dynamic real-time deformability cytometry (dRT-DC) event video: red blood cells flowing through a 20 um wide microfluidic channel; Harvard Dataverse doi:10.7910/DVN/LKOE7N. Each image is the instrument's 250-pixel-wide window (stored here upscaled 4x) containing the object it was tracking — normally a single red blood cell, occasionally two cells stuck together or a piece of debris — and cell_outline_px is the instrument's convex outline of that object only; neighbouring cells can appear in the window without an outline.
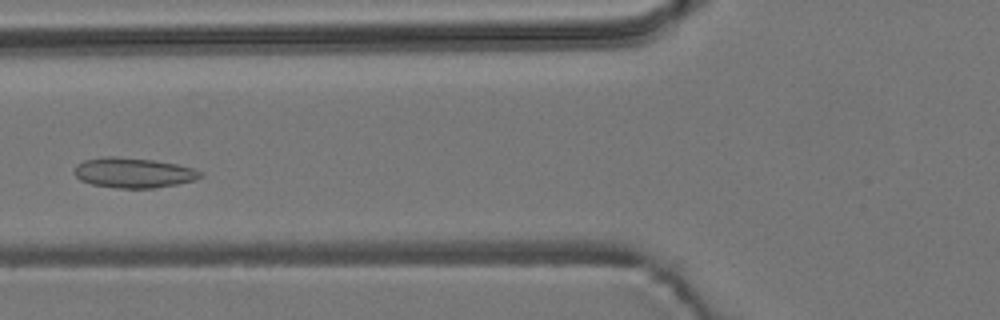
{"species": "common noctule bat (a hibernating species)", "species_latin": "Nyctalus noctula", "temperature_condition": "room temperature", "stored_images_in_passage": 2, "camera_frame_rate_fps": 3000, "um_per_image_px": 0.085, "animal": {"sex": "male", "body_mass_g": 19.2, "forearm_length_mm": 51.8}, "frame": {"image": 1, "passage_image": 2, "time_ms": 0.333, "image_size_px": [1000, 320], "cell_outline_px": [[204, 176], [196, 180], [156, 188], [116, 188], [92, 184], [80, 180], [72, 172], [76, 164], [84, 160], [104, 156], [116, 156], [152, 160], [176, 164], [192, 168], [204, 172]], "centroid_in_image_um": [11.33, 14.68], "position_along_channel_um": 114.5, "area_um2": 22.31}}